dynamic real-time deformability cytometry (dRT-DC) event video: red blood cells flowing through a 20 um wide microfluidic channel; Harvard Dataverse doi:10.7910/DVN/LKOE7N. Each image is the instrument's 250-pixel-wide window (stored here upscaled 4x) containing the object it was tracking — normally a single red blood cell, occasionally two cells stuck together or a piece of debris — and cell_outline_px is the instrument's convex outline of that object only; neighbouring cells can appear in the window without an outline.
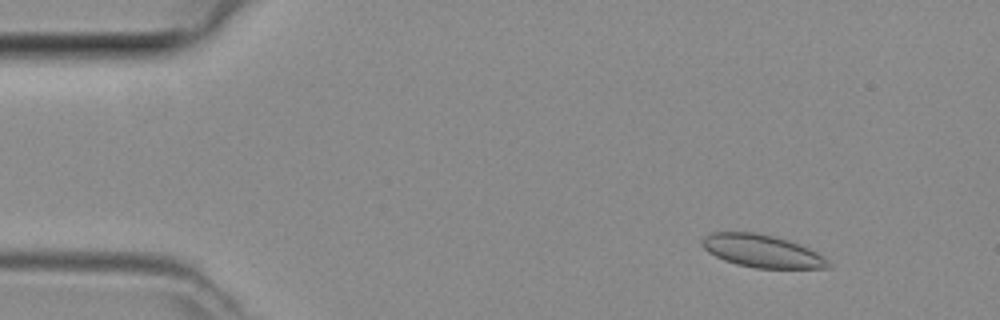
{"species": "common noctule bat (a hibernating species)", "species_latin": "Nyctalus noctula", "temperature_condition": "room temperature", "stored_images_in_passage": 48, "camera_frame_rate_fps": 3000, "um_per_image_px": 0.085, "animal": {"sex": "female", "body_mass_g": 29.2, "forearm_length_mm": 56.3}, "frame": {"image": 1, "passage_image": 6, "time_ms": 1.667, "image_size_px": [1000, 320], "cell_outline_px": [[832, 268], [756, 268], [736, 264], [724, 260], [708, 252], [700, 244], [700, 240], [704, 236], [712, 232], [752, 232], [776, 236], [788, 240], [808, 248], [824, 256], [832, 264]], "centroid_in_image_um": [64.77, 21.34], "position_along_channel_um": 20.2, "area_um2": 24.16}}
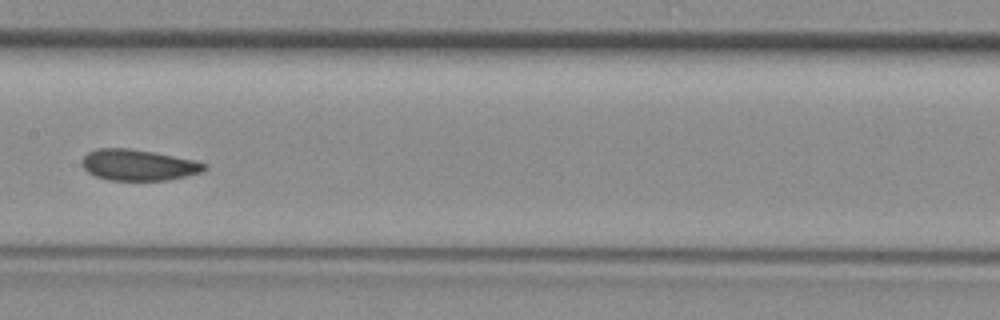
{"frame": {"image": 2, "passage_image": 24, "time_ms": 7.667, "image_size_px": [1000, 320], "cell_outline_px": [[208, 168], [204, 172], [168, 180], [108, 180], [96, 176], [88, 172], [80, 164], [80, 160], [88, 152], [96, 148], [128, 148], [152, 152], [196, 160], [208, 164]], "centroid_in_image_um": [11.78, 14.02], "position_along_channel_um": 195.6, "area_um2": 22.37}}
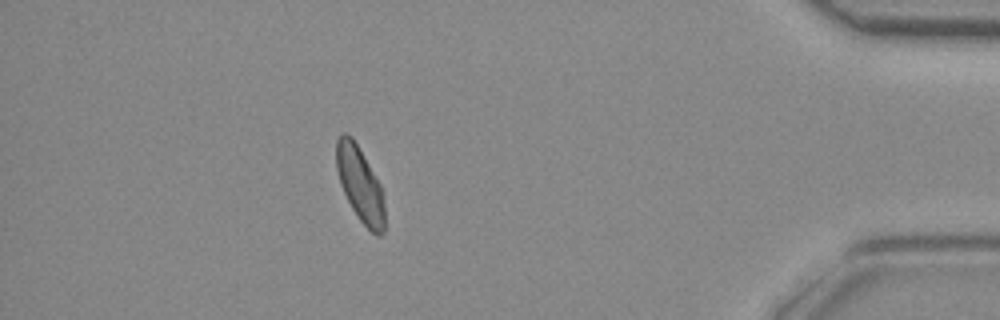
{"frame": {"image": 3, "passage_image": 42, "time_ms": 13.667, "image_size_px": [1000, 320], "cell_outline_px": [[384, 232], [380, 236], [376, 236], [360, 220], [352, 208], [340, 184], [336, 168], [336, 140], [340, 132], [344, 132], [352, 136], [380, 184], [384, 192]], "centroid_in_image_um": [30.6, 15.65], "position_along_channel_um": 404.6, "area_um2": 21.1}}